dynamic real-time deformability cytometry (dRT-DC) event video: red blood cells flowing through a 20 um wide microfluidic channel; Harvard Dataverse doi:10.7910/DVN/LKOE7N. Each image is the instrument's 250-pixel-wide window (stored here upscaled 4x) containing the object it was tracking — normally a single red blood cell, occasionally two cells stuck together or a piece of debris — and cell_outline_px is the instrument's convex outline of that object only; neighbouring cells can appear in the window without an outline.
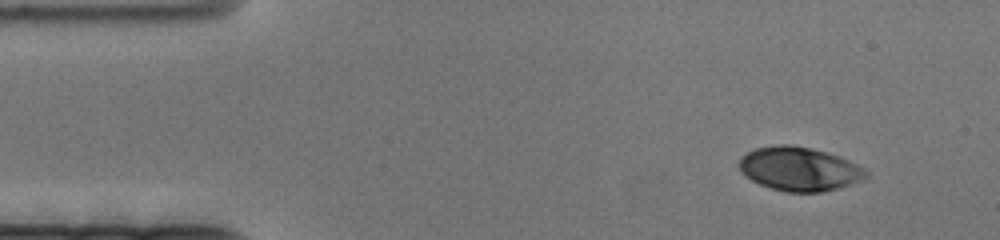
{"species": "human", "species_latin": "Homo sapiens", "temperature_condition": "cold", "stored_images_in_passage": 43, "camera_frame_rate_fps": 3000, "um_per_image_px": 0.085, "donor": {"sex": "female"}, "frame": {"image": 1, "passage_image": 1, "time_ms": 0.0, "image_size_px": [1000, 240], "cell_outline_px": [[868, 176], [860, 180], [836, 188], [820, 192], [788, 192], [772, 188], [760, 184], [744, 176], [740, 172], [740, 156], [756, 148], [780, 144], [792, 144], [812, 148], [840, 156], [864, 168], [868, 172]], "centroid_in_image_um": [67.92, 14.34], "position_along_channel_um": 17.1, "area_um2": 32.25}}
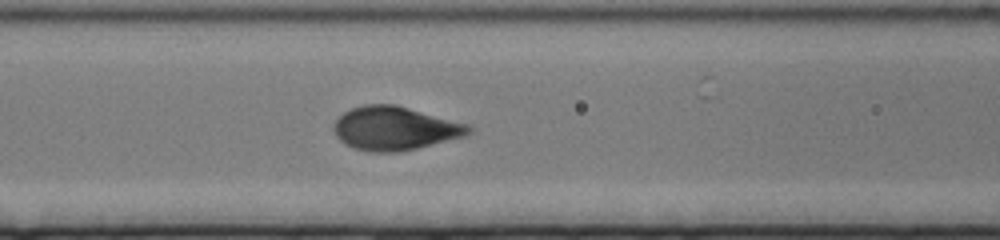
{"frame": {"image": 2, "passage_image": 25, "time_ms": 8.0, "image_size_px": [1000, 240], "cell_outline_px": [[476, 128], [468, 136], [400, 152], [372, 152], [356, 148], [340, 140], [336, 136], [332, 128], [332, 124], [344, 112], [352, 108], [364, 104], [396, 104], [468, 124]], "centroid_in_image_um": [33.61, 10.91], "position_along_channel_um": 133.0, "area_um2": 34.51}}
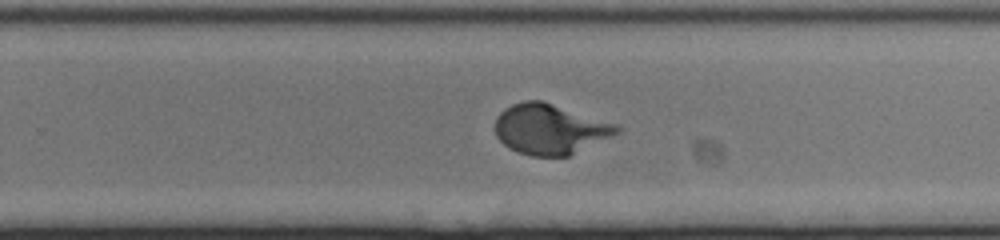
{"frame": {"image": 3, "passage_image": 43, "time_ms": 14.0, "image_size_px": [1000, 240], "cell_outline_px": [[620, 132], [612, 136], [568, 156], [532, 156], [508, 148], [496, 136], [496, 116], [504, 108], [512, 104], [524, 100], [544, 100], [616, 124], [620, 128]], "centroid_in_image_um": [46.73, 10.96], "position_along_channel_um": 283.1, "area_um2": 35.6}}